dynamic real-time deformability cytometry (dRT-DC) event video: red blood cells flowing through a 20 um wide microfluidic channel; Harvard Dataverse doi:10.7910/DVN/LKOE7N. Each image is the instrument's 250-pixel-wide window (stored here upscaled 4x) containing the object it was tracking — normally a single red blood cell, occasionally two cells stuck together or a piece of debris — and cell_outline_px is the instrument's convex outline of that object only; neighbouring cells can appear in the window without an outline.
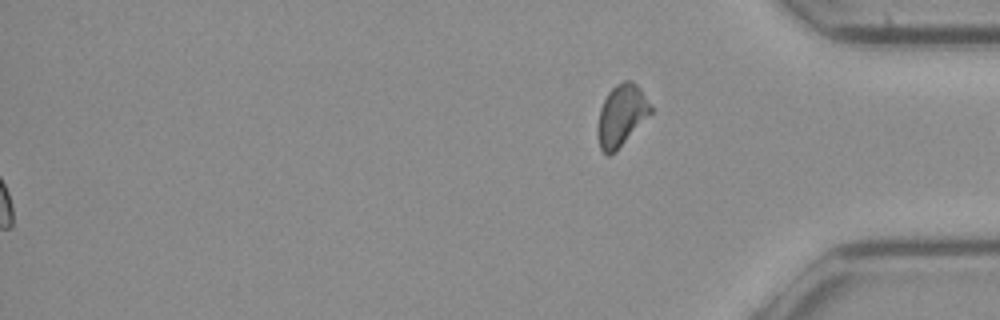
{"species": "common noctule bat (a hibernating species)", "species_latin": "Nyctalus noctula", "temperature_condition": "cold", "stored_images_in_passage": 52, "segment_of_instrument_passage": [2, 2], "camera_frame_rate_fps": 3000, "um_per_image_px": 0.085, "animal": {"sex": "female", "body_mass_g": 21.9}, "frame": {"image": 1, "passage_image": 52, "time_ms": 17.0, "image_size_px": [1000, 320], "cell_outline_px": [[652, 112], [616, 152], [608, 156], [600, 148], [596, 132], [596, 128], [600, 108], [608, 92], [616, 84], [624, 80], [632, 80], [640, 88], [652, 108]], "centroid_in_image_um": [52.79, 9.82], "position_along_channel_um": 382.4, "area_um2": 19.07}}